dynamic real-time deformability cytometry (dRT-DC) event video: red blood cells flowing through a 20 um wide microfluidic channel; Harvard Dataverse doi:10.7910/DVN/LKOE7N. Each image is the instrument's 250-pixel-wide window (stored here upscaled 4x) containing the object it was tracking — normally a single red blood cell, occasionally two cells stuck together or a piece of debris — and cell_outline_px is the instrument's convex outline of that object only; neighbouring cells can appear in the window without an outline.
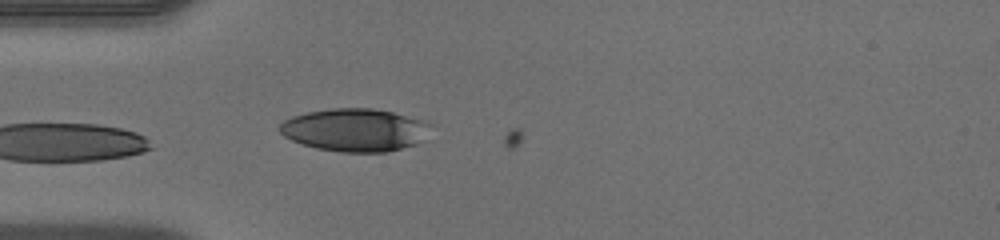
{"species": "human", "species_latin": "Homo sapiens", "temperature_condition": "warm", "stored_images_in_passage": 2, "camera_frame_rate_fps": 3000, "um_per_image_px": 0.085, "donor": {"sex": "male"}, "frame": {"image": 1, "passage_image": 1, "time_ms": 0.0, "image_size_px": [1000, 240], "cell_outline_px": [[432, 124], [420, 140], [416, 144], [388, 152], [340, 152], [316, 148], [292, 140], [284, 136], [280, 132], [280, 124], [284, 120], [292, 116], [308, 112], [332, 108], [372, 108], [392, 112], [428, 120]], "centroid_in_image_um": [30.18, 11.04], "position_along_channel_um": 54.8, "area_um2": 37.63}}